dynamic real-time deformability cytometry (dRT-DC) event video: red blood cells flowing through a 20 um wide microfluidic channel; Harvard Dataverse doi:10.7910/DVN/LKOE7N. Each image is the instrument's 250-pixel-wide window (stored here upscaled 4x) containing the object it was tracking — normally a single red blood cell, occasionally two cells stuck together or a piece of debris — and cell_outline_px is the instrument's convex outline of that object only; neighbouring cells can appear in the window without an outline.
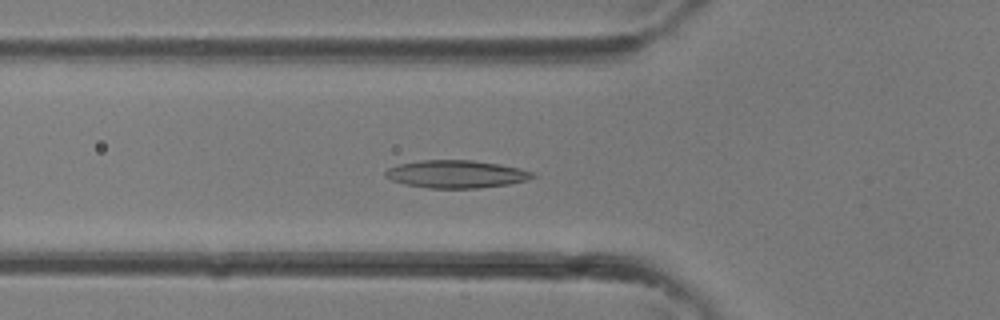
{"species": "common noctule bat (a hibernating species)", "species_latin": "Nyctalus noctula", "temperature_condition": "room temperature", "stored_images_in_passage": 36, "camera_frame_rate_fps": 3000, "um_per_image_px": 0.085, "animal": {"sex": "female"}, "frame": {"image": 1, "passage_image": 13, "time_ms": 4.0, "image_size_px": [1000, 320], "cell_outline_px": [[536, 176], [528, 180], [508, 184], [480, 188], [428, 188], [404, 184], [392, 180], [384, 176], [384, 172], [388, 168], [400, 164], [420, 160], [472, 160], [500, 164], [520, 168], [532, 172]], "centroid_in_image_um": [38.78, 14.8], "position_along_channel_um": 87.0, "area_um2": 23.81}}
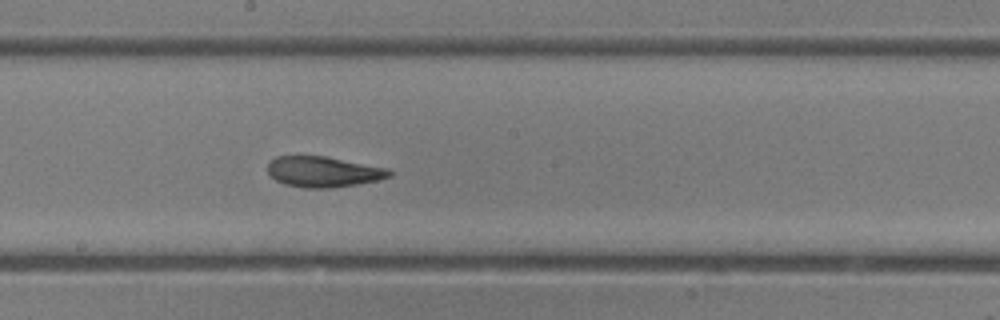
{"frame": {"image": 2, "passage_image": 20, "time_ms": 6.333, "image_size_px": [1000, 320], "cell_outline_px": [[392, 176], [376, 180], [356, 184], [332, 188], [304, 188], [284, 184], [276, 180], [268, 172], [268, 164], [276, 156], [324, 156], [388, 168], [392, 172]], "centroid_in_image_um": [27.48, 14.6], "position_along_channel_um": 220.7, "area_um2": 21.56}}
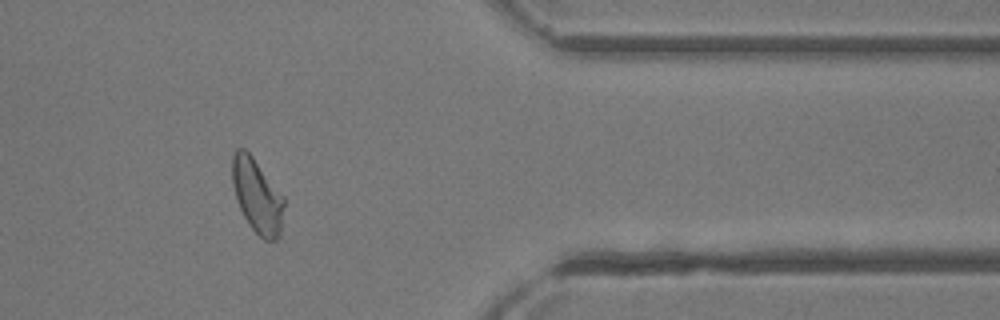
{"frame": {"image": 3, "passage_image": 30, "time_ms": 9.667, "image_size_px": [1000, 320], "cell_outline_px": [[284, 204], [280, 236], [276, 240], [264, 240], [248, 224], [236, 200], [232, 184], [232, 156], [236, 148], [244, 148], [252, 156], [284, 196]], "centroid_in_image_um": [21.85, 16.65], "position_along_channel_um": 389.6, "area_um2": 22.37}}